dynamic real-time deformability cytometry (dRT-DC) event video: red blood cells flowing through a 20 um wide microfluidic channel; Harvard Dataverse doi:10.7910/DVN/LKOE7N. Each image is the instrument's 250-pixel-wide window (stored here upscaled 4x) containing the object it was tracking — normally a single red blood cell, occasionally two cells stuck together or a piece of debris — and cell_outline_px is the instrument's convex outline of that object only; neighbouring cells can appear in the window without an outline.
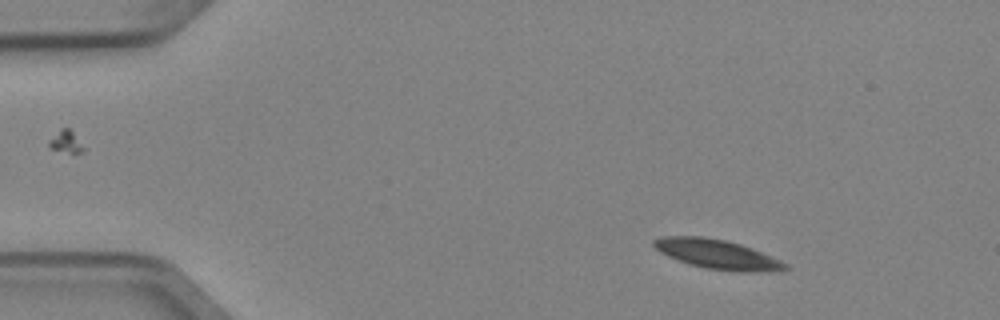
{"species": "Egyptian fruit bat (a non-hibernating species)", "species_latin": "Rousettus aegyptiacus", "temperature_condition": "cold", "stored_images_in_passage": 4, "segment_of_instrument_passage": [1, 2], "camera_frame_rate_fps": 3000, "um_per_image_px": 0.085, "animal": {"sex": "female"}, "frame": {"image": 1, "passage_image": 1, "time_ms": 0.0, "image_size_px": [1000, 320], "cell_outline_px": [[788, 268], [780, 272], [736, 272], [704, 268], [688, 264], [668, 256], [660, 252], [652, 244], [652, 240], [660, 236], [704, 236], [728, 240], [752, 248], [780, 260], [788, 264]], "centroid_in_image_um": [60.99, 21.62], "position_along_channel_um": 24.0, "area_um2": 22.95}}